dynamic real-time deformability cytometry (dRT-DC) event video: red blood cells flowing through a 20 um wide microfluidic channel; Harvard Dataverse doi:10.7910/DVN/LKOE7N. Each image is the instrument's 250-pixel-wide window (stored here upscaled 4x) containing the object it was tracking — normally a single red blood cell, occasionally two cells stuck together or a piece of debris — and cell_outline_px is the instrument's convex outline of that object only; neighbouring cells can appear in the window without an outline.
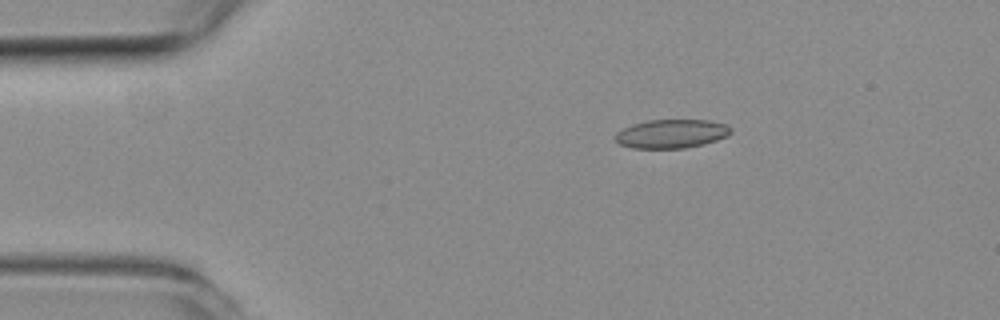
{"species": "common noctule bat (a hibernating species)", "species_latin": "Nyctalus noctula", "temperature_condition": "room temperature", "stored_images_in_passage": 36, "camera_frame_rate_fps": 3000, "um_per_image_px": 0.085, "animal": {"sex": "female", "body_mass_g": 19.3, "forearm_length_mm": 54.1}, "frame": {"image": 1, "passage_image": 1, "time_ms": 0.0, "image_size_px": [1000, 320], "cell_outline_px": [[732, 132], [716, 140], [684, 148], [632, 148], [620, 144], [612, 136], [616, 132], [632, 124], [648, 120], [708, 120], [728, 124], [732, 128]], "centroid_in_image_um": [57.05, 11.36], "position_along_channel_um": 28.0, "area_um2": 19.31}}
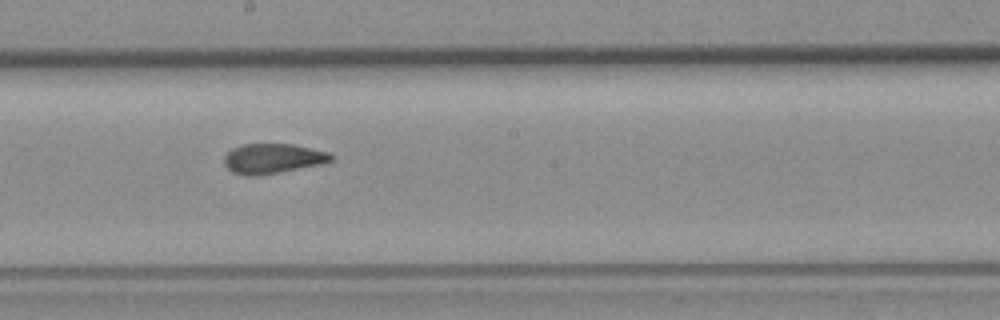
{"frame": {"image": 2, "passage_image": 20, "time_ms": 6.333, "image_size_px": [1000, 320], "cell_outline_px": [[332, 160], [320, 164], [280, 172], [256, 176], [244, 176], [232, 172], [224, 164], [224, 156], [232, 148], [244, 144], [292, 144], [328, 152], [332, 156]], "centroid_in_image_um": [23.13, 13.48], "position_along_channel_um": 225.1, "area_um2": 18.5}}
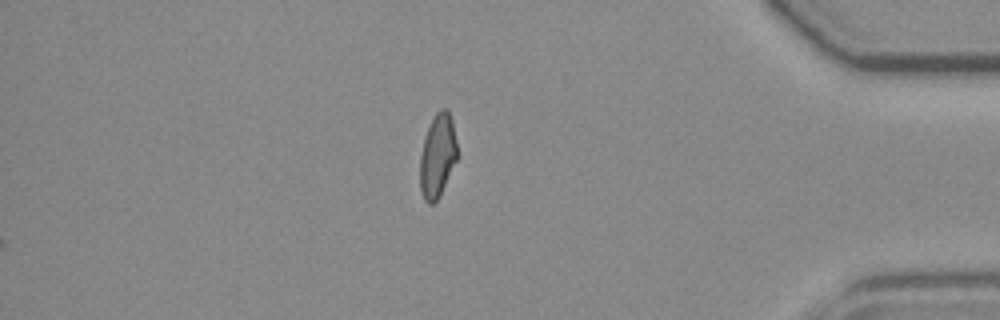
{"frame": {"image": 3, "passage_image": 36, "time_ms": 11.667, "image_size_px": [1000, 320], "cell_outline_px": [[460, 156], [440, 196], [432, 204], [428, 204], [424, 200], [420, 188], [420, 156], [424, 140], [428, 128], [436, 112], [440, 108], [448, 108], [452, 120]], "centroid_in_image_um": [37.23, 13.25], "position_along_channel_um": 398.0, "area_um2": 18.55}, "authors_computed_cell_mechanics": {"area_um2": 19.1029, "velocity_mm_per_s": 3.9854, "shape_relaxation_time_tau1_ms": null, "shape_relaxation_time_tau2_ms": 1.8487, "deformation_change_tau1": null, "deformation_change_tau2": 0.069}}